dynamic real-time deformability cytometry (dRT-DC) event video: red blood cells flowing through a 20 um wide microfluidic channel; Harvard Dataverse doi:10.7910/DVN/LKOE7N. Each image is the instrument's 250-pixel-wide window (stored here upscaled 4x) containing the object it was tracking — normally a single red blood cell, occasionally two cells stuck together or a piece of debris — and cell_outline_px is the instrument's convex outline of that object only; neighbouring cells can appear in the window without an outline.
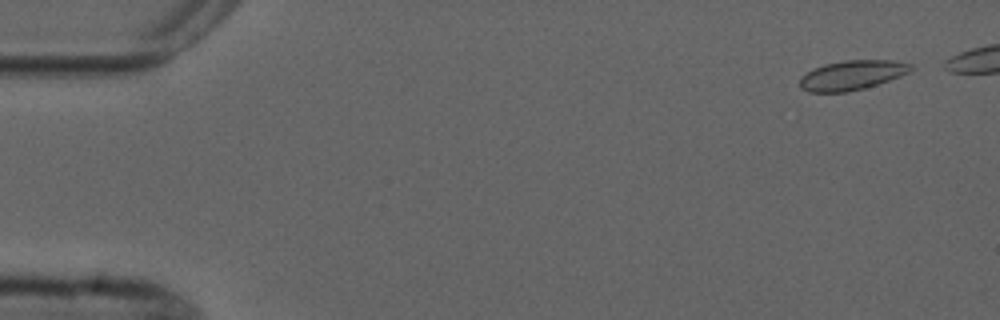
{"species": "common noctule bat (a hibernating species)", "species_latin": "Nyctalus noctula", "temperature_condition": "cold", "stored_images_in_passage": 6, "camera_frame_rate_fps": 3000, "um_per_image_px": 0.085, "animal": {"sex": "male", "forearm_length_mm": 52.5}, "frame": {"image": 1, "passage_image": 1, "time_ms": 0.0, "image_size_px": [1000, 320], "cell_outline_px": [[912, 68], [908, 72], [900, 76], [864, 88], [848, 92], [808, 92], [800, 88], [800, 76], [824, 64], [844, 60], [896, 60], [912, 64]], "centroid_in_image_um": [72.4, 6.38], "position_along_channel_um": 12.6, "area_um2": 19.02}}
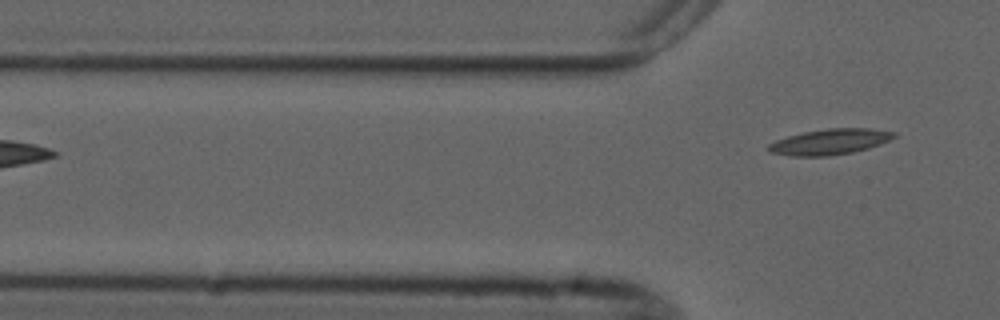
{"frame": {"image": 2, "passage_image": 6, "time_ms": 6.333, "image_size_px": [1000, 320], "cell_outline_px": [[896, 136], [880, 144], [868, 148], [852, 152], [828, 156], [792, 156], [768, 152], [768, 144], [776, 140], [788, 136], [804, 132], [828, 128], [872, 128], [896, 132]], "centroid_in_image_um": [70.53, 12.05], "position_along_channel_um": 55.3, "area_um2": 18.73}}